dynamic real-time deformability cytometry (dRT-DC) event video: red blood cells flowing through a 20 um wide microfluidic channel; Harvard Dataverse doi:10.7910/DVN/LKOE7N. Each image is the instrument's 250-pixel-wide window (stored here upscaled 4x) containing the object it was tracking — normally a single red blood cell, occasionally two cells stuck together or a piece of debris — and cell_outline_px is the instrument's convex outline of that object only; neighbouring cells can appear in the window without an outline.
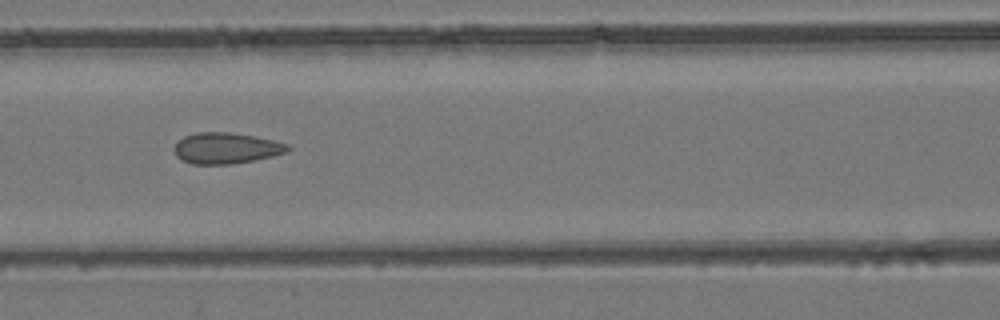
{"species": "common noctule bat (a hibernating species)", "species_latin": "Nyctalus noctula", "temperature_condition": "room temperature", "stored_images_in_passage": 8, "camera_frame_rate_fps": 3000, "um_per_image_px": 0.085, "animal": {"sex": "female", "body_mass_g": 24.6, "forearm_length_mm": 56.2}, "frame": {"image": 1, "passage_image": 7, "time_ms": 6.667, "image_size_px": [1000, 320], "cell_outline_px": [[292, 148], [288, 152], [272, 156], [232, 164], [192, 164], [180, 160], [176, 156], [172, 148], [184, 136], [196, 132], [228, 132], [256, 136], [288, 144]], "centroid_in_image_um": [19.2, 12.59], "position_along_channel_um": 147.4, "area_um2": 20.63}}
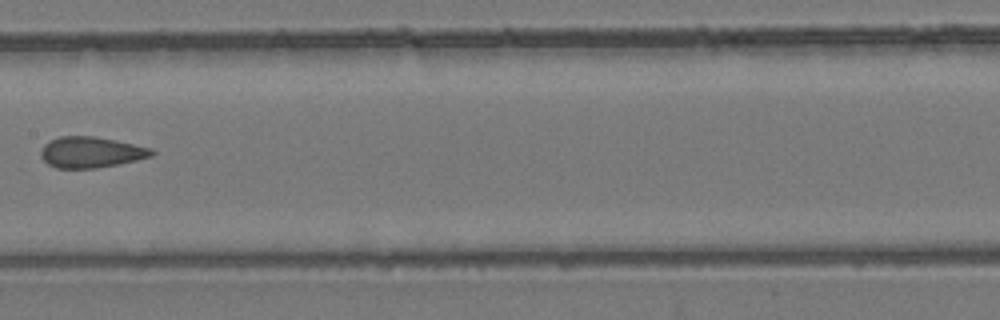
{"frame": {"image": 2, "passage_image": 8, "time_ms": 8.0, "image_size_px": [1000, 320], "cell_outline_px": [[156, 152], [152, 156], [120, 164], [96, 168], [56, 168], [48, 164], [40, 156], [40, 152], [44, 144], [60, 136], [92, 136], [116, 140], [152, 148]], "centroid_in_image_um": [7.75, 12.94], "position_along_channel_um": 199.7, "area_um2": 20.0}}